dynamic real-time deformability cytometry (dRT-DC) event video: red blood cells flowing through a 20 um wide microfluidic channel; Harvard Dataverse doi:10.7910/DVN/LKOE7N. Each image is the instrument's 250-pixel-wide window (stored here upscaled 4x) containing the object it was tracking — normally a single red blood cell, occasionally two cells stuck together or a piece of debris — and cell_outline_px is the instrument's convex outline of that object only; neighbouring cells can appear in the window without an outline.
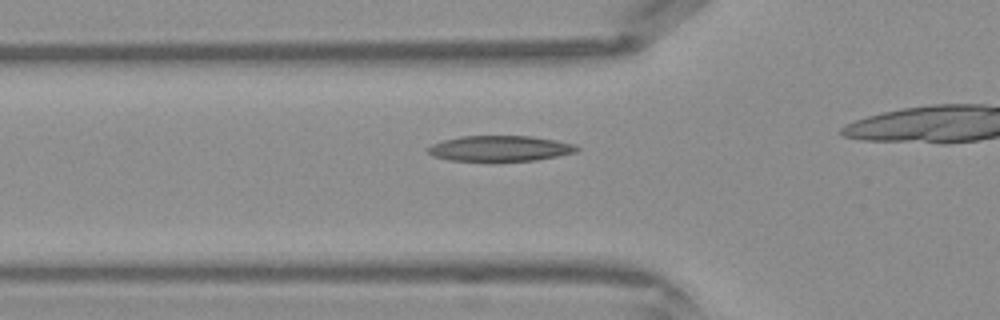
{"species": "Egyptian fruit bat (a non-hibernating species)", "species_latin": "Rousettus aegyptiacus", "temperature_condition": "warm", "stored_images_in_passage": 28, "camera_frame_rate_fps": 3000, "um_per_image_px": 0.085, "frame": {"image": 1, "passage_image": 8, "time_ms": 2.333, "image_size_px": [1000, 320], "cell_outline_px": [[580, 148], [576, 152], [536, 160], [492, 164], [448, 160], [432, 156], [428, 152], [428, 148], [432, 144], [444, 140], [460, 136], [532, 136], [556, 140], [576, 144]], "centroid_in_image_um": [42.48, 12.66], "position_along_channel_um": 83.3, "area_um2": 23.24}}
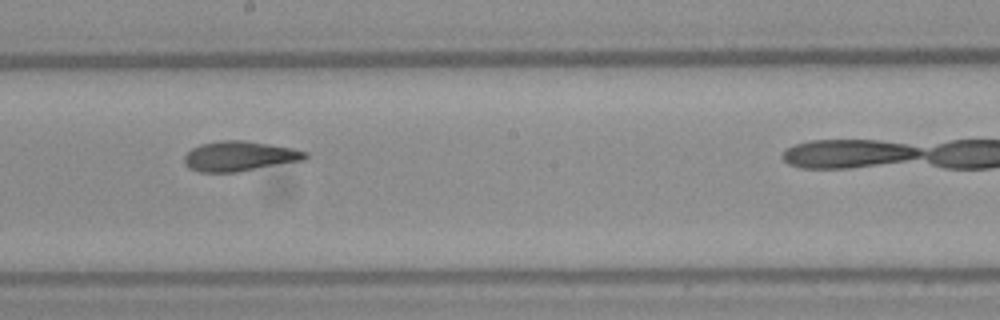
{"frame": {"image": 2, "passage_image": 17, "time_ms": 5.333, "image_size_px": [1000, 320], "cell_outline_px": [[308, 156], [304, 160], [236, 172], [200, 172], [188, 168], [184, 164], [184, 156], [192, 148], [200, 144], [220, 140], [244, 140], [272, 144], [292, 148], [308, 152]], "centroid_in_image_um": [20.34, 13.27], "position_along_channel_um": 227.9, "area_um2": 21.21}}
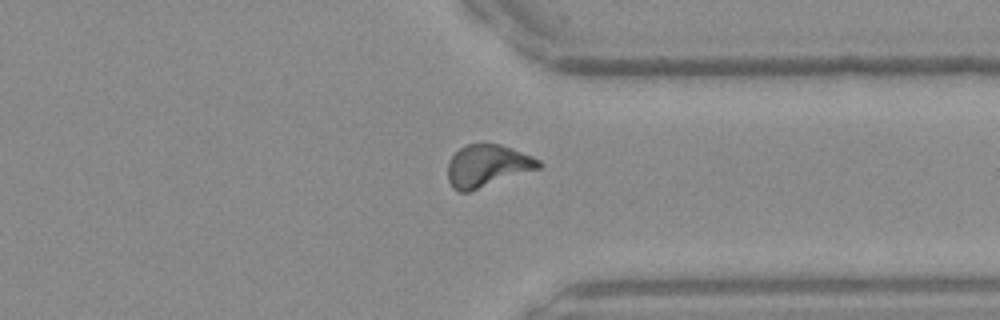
{"frame": {"image": 3, "passage_image": 26, "time_ms": 8.333, "image_size_px": [1000, 320], "cell_outline_px": [[544, 164], [540, 168], [468, 192], [460, 192], [452, 188], [448, 180], [448, 164], [452, 156], [460, 148], [468, 144], [500, 144], [512, 148], [532, 156], [540, 160]], "centroid_in_image_um": [41.43, 14.1], "position_along_channel_um": 370.0, "area_um2": 22.25}}